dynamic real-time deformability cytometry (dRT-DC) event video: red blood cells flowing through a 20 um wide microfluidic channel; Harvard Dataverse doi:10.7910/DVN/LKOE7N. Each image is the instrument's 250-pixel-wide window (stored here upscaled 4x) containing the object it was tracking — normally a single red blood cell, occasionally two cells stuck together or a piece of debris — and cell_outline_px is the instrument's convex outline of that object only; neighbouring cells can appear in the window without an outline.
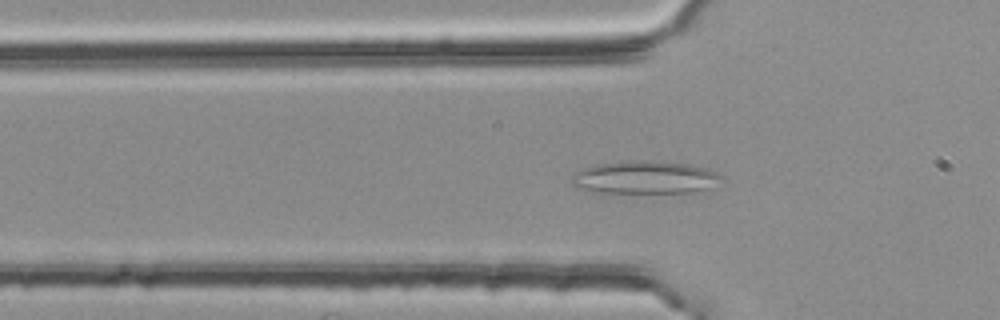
{"species": "common noctule bat (a hibernating species)", "species_latin": "Nyctalus noctula", "temperature_condition": "room temperature", "stored_images_in_passage": 45, "camera_frame_rate_fps": 3000, "um_per_image_px": 0.085, "animal": {"sex": "female", "body_mass_g": 25.1}, "frame": {"image": 1, "passage_image": 10, "time_ms": 3.0, "image_size_px": [1000, 320], "cell_outline_px": [[720, 176], [708, 188], [692, 192], [588, 192], [576, 188], [572, 184], [572, 176], [580, 168], [596, 164], [636, 160], [652, 160], [684, 164], [704, 168], [716, 172]], "centroid_in_image_um": [54.67, 15.07], "position_along_channel_um": 71.1, "area_um2": 28.21}}
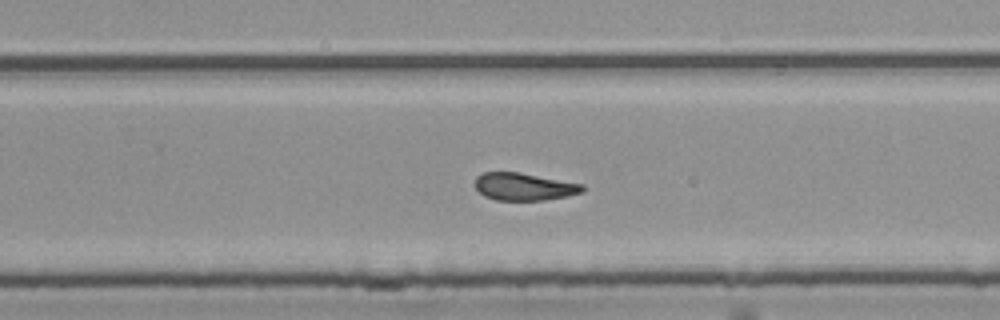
{"frame": {"image": 2, "passage_image": 27, "time_ms": 8.667, "image_size_px": [1000, 320], "cell_outline_px": [[584, 192], [568, 196], [544, 200], [496, 200], [484, 196], [476, 188], [476, 176], [484, 172], [520, 172], [584, 184]], "centroid_in_image_um": [44.57, 15.86], "position_along_channel_um": 285.2, "area_um2": 17.28}}
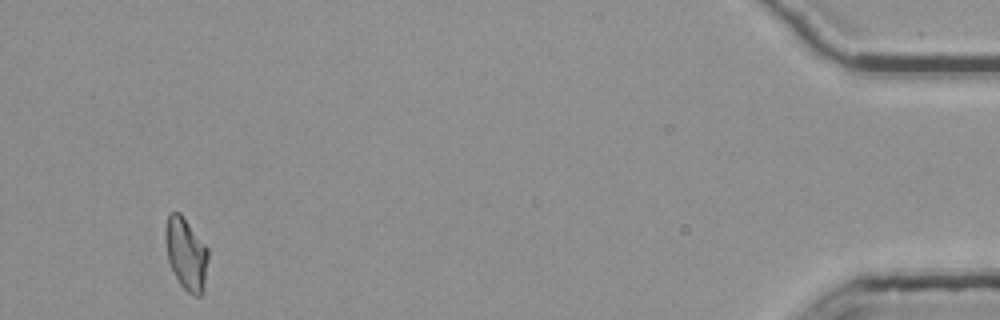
{"frame": {"image": 3, "passage_image": 44, "time_ms": 14.333, "image_size_px": [1000, 320], "cell_outline_px": [[208, 260], [204, 292], [200, 296], [192, 296], [180, 284], [168, 260], [164, 240], [164, 228], [168, 212], [180, 212], [208, 248]], "centroid_in_image_um": [15.81, 21.56], "position_along_channel_um": 419.4, "area_um2": 18.26}, "authors_computed_cell_mechanics": {"area_um2": 18.207, "velocity_mm_per_s": 3.7831, "shape_relaxation_time_tau1_ms": null, "shape_relaxation_time_tau2_ms": 2.7622, "deformation_change_tau1": null, "deformation_change_tau2": 0.1004}}